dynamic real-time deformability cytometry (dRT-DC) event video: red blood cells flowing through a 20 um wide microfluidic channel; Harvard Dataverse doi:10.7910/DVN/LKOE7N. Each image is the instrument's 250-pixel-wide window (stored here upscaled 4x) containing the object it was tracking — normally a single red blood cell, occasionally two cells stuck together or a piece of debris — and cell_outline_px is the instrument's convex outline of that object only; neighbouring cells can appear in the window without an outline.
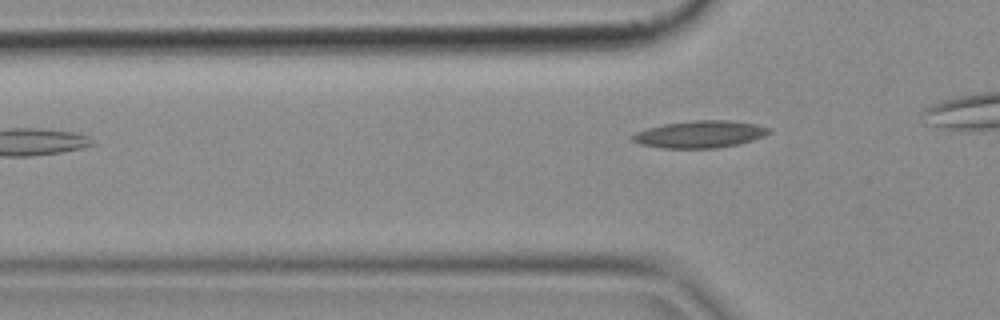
{"species": "common noctule bat (a hibernating species)", "species_latin": "Nyctalus noctula", "temperature_condition": "cold", "stored_images_in_passage": 3, "camera_frame_rate_fps": 3000, "um_per_image_px": 0.085, "animal": {"sex": "female", "body_mass_g": 18.4}, "frame": {"image": 1, "passage_image": 3, "time_ms": 0.667, "image_size_px": [1000, 320], "cell_outline_px": [[772, 132], [764, 136], [752, 140], [736, 144], [716, 148], [660, 148], [640, 144], [632, 140], [632, 136], [636, 132], [648, 128], [664, 124], [692, 120], [728, 120], [756, 124], [772, 128]], "centroid_in_image_um": [59.52, 11.41], "position_along_channel_um": 66.3, "area_um2": 21.56}}